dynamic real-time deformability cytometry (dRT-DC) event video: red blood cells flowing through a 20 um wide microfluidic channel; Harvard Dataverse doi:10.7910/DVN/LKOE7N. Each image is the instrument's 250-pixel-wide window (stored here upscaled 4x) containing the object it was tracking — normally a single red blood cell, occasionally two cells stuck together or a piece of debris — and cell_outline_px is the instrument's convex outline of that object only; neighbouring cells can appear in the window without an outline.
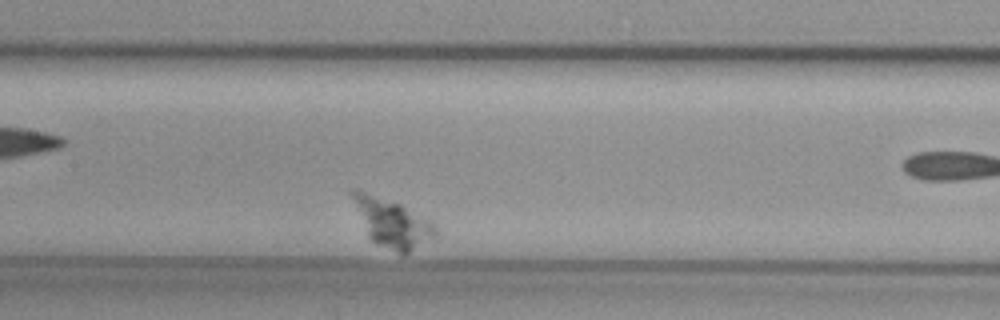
{"species": "common noctule bat (a hibernating species)", "species_latin": "Nyctalus noctula", "temperature_condition": "cold", "stored_images_in_passage": 38, "camera_frame_rate_fps": 3000, "um_per_image_px": 0.085, "animal": {"sex": "female", "body_mass_g": 29.2, "forearm_length_mm": 56.3}, "frame": {"image": 1, "passage_image": 17, "time_ms": 5.333, "image_size_px": [1000, 320], "cell_outline_px": [[436, 240], [404, 256], [376, 244], [368, 236], [348, 192], [352, 188], [356, 188], [400, 204], [436, 224]], "centroid_in_image_um": [33.36, 18.98], "position_along_channel_um": 174.0, "area_um2": 23.81}}